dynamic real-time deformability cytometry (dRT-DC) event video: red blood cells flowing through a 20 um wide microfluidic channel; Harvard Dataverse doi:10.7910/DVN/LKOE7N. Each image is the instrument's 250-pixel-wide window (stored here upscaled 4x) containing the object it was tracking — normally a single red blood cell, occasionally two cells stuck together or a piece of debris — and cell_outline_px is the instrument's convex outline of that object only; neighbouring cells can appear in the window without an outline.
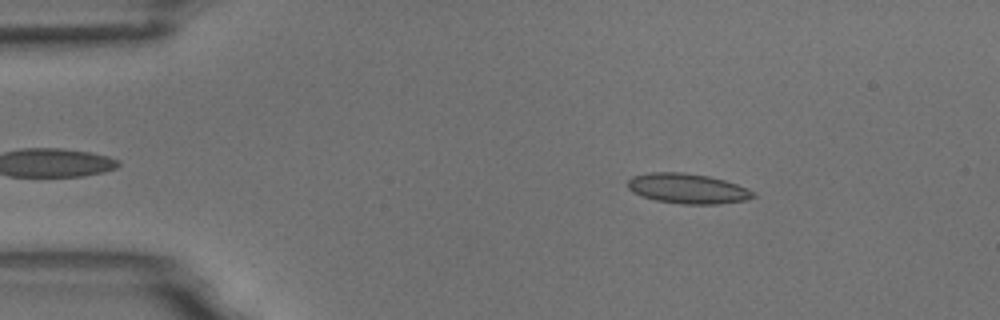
{"species": "common noctule bat (a hibernating species)", "species_latin": "Nyctalus noctula", "temperature_condition": "room temperature", "stored_images_in_passage": 53, "camera_frame_rate_fps": 3000, "um_per_image_px": 0.085, "animal": {"sex": "male", "body_mass_g": 18.8}, "frame": {"image": 1, "passage_image": 7, "time_ms": 2.0, "image_size_px": [1000, 320], "cell_outline_px": [[756, 196], [748, 200], [720, 204], [680, 204], [656, 200], [640, 196], [632, 192], [628, 188], [628, 180], [632, 176], [648, 172], [680, 172], [708, 176], [724, 180], [748, 188], [756, 192]], "centroid_in_image_um": [58.46, 16.03], "position_along_channel_um": 26.5, "area_um2": 22.2}}
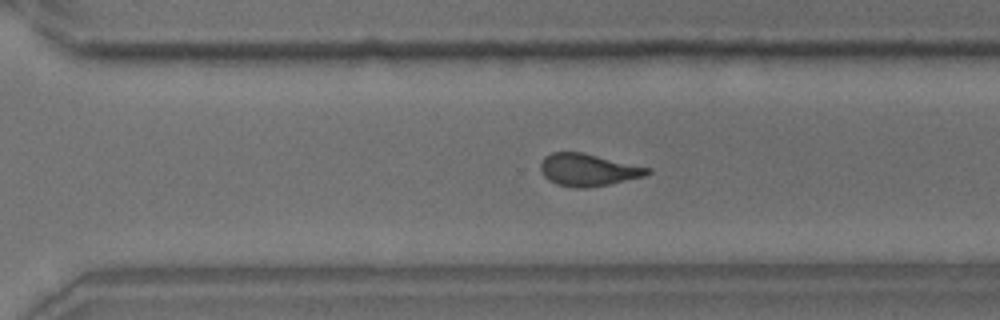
{"frame": {"image": 2, "passage_image": 36, "time_ms": 11.667, "image_size_px": [1000, 320], "cell_outline_px": [[652, 172], [644, 176], [608, 184], [588, 188], [576, 188], [556, 184], [548, 180], [544, 176], [540, 168], [540, 164], [544, 156], [552, 152], [584, 152], [652, 168]], "centroid_in_image_um": [49.99, 14.43], "position_along_channel_um": 320.6, "area_um2": 20.29}}
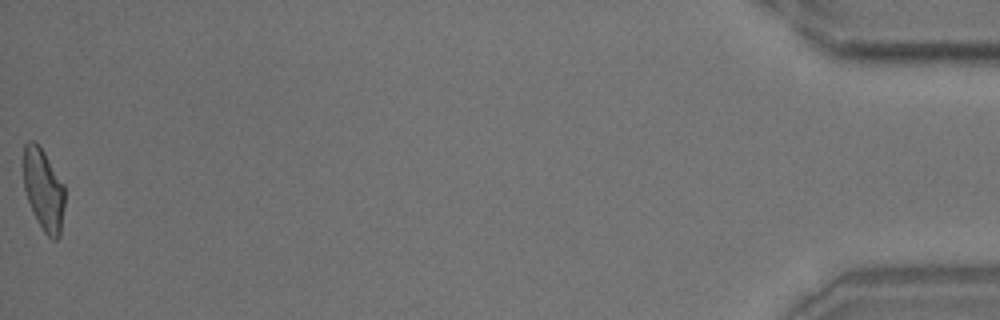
{"frame": {"image": 3, "passage_image": 53, "time_ms": 17.333, "image_size_px": [1000, 320], "cell_outline_px": [[64, 208], [60, 236], [56, 240], [52, 240], [44, 232], [32, 212], [24, 188], [24, 144], [28, 140], [32, 140], [44, 152], [64, 184]], "centroid_in_image_um": [3.71, 16.16], "position_along_channel_um": 431.5, "area_um2": 19.59}, "authors_computed_cell_mechanics": {"area_um2": 20.808, "velocity_mm_per_s": 3.692, "shape_relaxation_time_tau1_ms": 8.9415, "shape_relaxation_time_tau2_ms": 1.3887, "deformation_change_tau1": 0.1956, "deformation_change_tau2": 0.099}}